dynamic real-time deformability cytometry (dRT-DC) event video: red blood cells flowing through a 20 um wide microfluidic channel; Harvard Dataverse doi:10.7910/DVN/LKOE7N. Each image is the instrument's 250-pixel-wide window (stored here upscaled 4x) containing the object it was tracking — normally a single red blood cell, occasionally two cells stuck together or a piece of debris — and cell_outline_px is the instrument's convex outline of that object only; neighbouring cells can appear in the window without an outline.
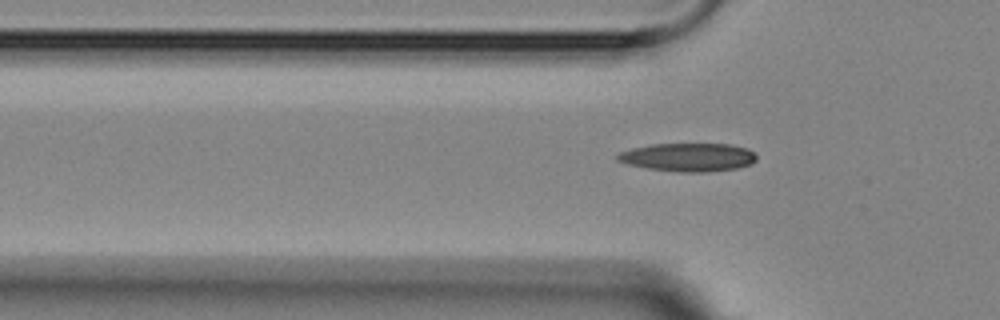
{"species": "Egyptian fruit bat (a non-hibernating species)", "species_latin": "Rousettus aegyptiacus", "temperature_condition": "room temperature", "stored_images_in_passage": 7, "segment_of_instrument_passage": [2, 2], "camera_frame_rate_fps": 3000, "um_per_image_px": 0.085, "animal": {"sex": "female"}, "frame": {"image": 1, "passage_image": 7, "time_ms": 7.0, "image_size_px": [1000, 320], "cell_outline_px": [[756, 160], [752, 164], [736, 168], [708, 172], [680, 172], [648, 168], [628, 164], [616, 160], [616, 156], [620, 152], [632, 148], [652, 144], [732, 144], [748, 148], [756, 152]], "centroid_in_image_um": [58.54, 13.36], "position_along_channel_um": 67.3, "area_um2": 23.06}}